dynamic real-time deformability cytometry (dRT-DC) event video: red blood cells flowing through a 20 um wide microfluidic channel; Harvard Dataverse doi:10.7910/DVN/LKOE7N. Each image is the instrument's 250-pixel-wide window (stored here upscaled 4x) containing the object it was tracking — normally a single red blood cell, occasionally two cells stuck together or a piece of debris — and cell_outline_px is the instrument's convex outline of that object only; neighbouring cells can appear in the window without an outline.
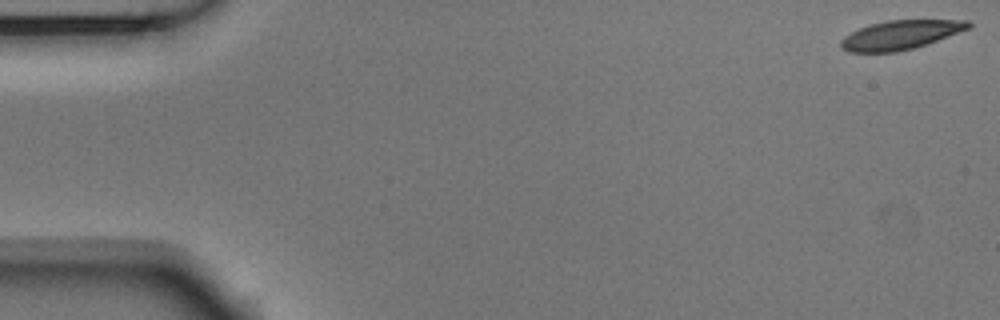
{"species": "Egyptian fruit bat (a non-hibernating species)", "species_latin": "Rousettus aegyptiacus", "temperature_condition": "room temperature", "stored_images_in_passage": 54, "camera_frame_rate_fps": 3000, "um_per_image_px": 0.085, "animal": {"sex": "male"}, "frame": {"image": 1, "passage_image": 1, "time_ms": 0.0, "image_size_px": [1000, 320], "cell_outline_px": [[972, 28], [912, 48], [896, 52], [848, 52], [840, 48], [840, 40], [844, 36], [860, 28], [872, 24], [888, 20], [968, 20], [972, 24]], "centroid_in_image_um": [76.53, 2.96], "position_along_channel_um": 8.5, "area_um2": 21.39}}
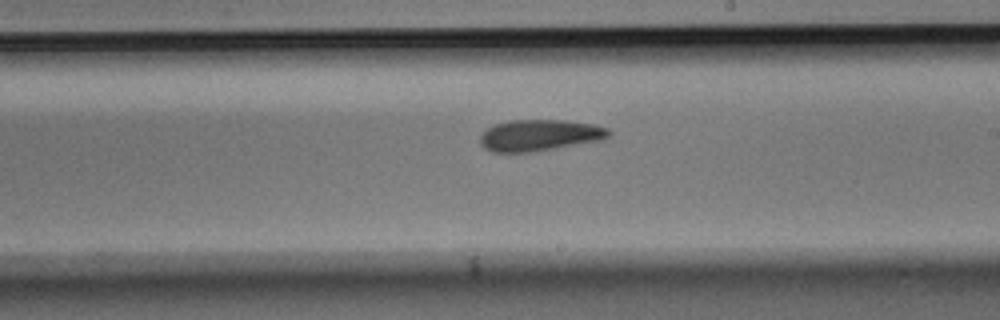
{"frame": {"image": 2, "passage_image": 31, "time_ms": 10.0, "image_size_px": [1000, 320], "cell_outline_px": [[612, 132], [608, 136], [600, 140], [556, 148], [532, 152], [492, 152], [484, 148], [480, 144], [480, 136], [492, 124], [508, 120], [564, 120], [596, 124], [608, 128]], "centroid_in_image_um": [45.85, 11.49], "position_along_channel_um": 243.1, "area_um2": 23.64}}
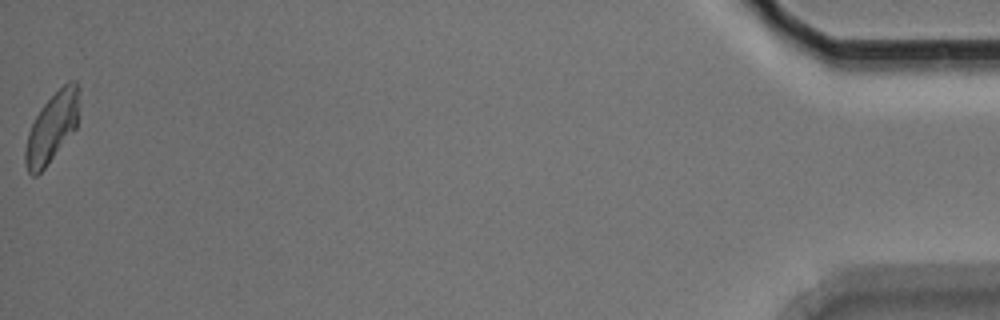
{"frame": {"image": 3, "passage_image": 54, "time_ms": 17.667, "image_size_px": [1000, 320], "cell_outline_px": [[80, 88], [76, 128], [44, 168], [36, 176], [32, 176], [28, 172], [24, 164], [24, 152], [28, 132], [40, 108], [68, 80], [76, 80]], "centroid_in_image_um": [4.41, 10.83], "position_along_channel_um": 430.8, "area_um2": 21.68}, "authors_computed_cell_mechanics": {"area_um2": 23.0622, "velocity_mm_per_s": 3.7113, "shape_relaxation_time_tau1_ms": 10.7482, "shape_relaxation_time_tau2_ms": 3.7005, "deformation_change_tau1": 0.2129, "deformation_change_tau2": 0.1022}}